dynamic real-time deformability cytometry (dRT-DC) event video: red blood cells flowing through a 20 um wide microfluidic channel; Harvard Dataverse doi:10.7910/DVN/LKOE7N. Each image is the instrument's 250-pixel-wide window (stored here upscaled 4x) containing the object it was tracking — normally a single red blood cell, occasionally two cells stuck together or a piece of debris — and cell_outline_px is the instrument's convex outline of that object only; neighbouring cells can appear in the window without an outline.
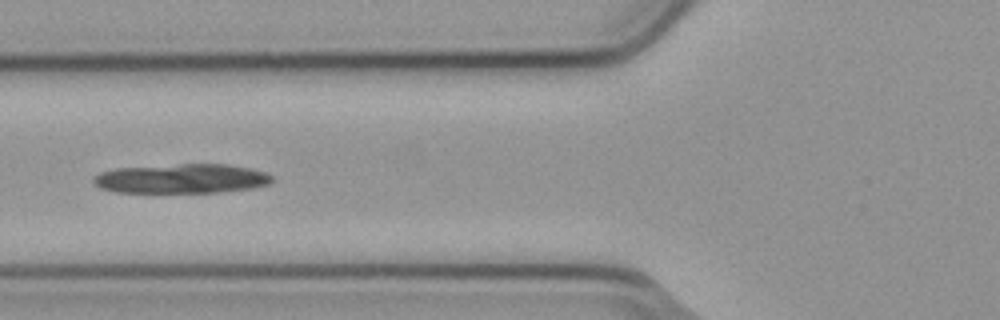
{"species": "common noctule bat (a hibernating species)", "species_latin": "Nyctalus noctula", "temperature_condition": "cold", "stored_images_in_passage": 9, "camera_frame_rate_fps": 3000, "um_per_image_px": 0.085, "animal": {"sex": "male", "body_mass_g": 23.1, "forearm_length_mm": 52.7}, "frame": {"image": 1, "passage_image": 6, "time_ms": 1.667, "image_size_px": [1000, 320], "cell_outline_px": [[276, 180], [268, 184], [252, 188], [220, 192], [116, 192], [100, 188], [92, 180], [92, 176], [100, 172], [116, 168], [180, 164], [228, 164], [248, 168], [264, 172], [272, 176]], "centroid_in_image_um": [15.43, 15.18], "position_along_channel_um": 110.4, "area_um2": 30.63}}